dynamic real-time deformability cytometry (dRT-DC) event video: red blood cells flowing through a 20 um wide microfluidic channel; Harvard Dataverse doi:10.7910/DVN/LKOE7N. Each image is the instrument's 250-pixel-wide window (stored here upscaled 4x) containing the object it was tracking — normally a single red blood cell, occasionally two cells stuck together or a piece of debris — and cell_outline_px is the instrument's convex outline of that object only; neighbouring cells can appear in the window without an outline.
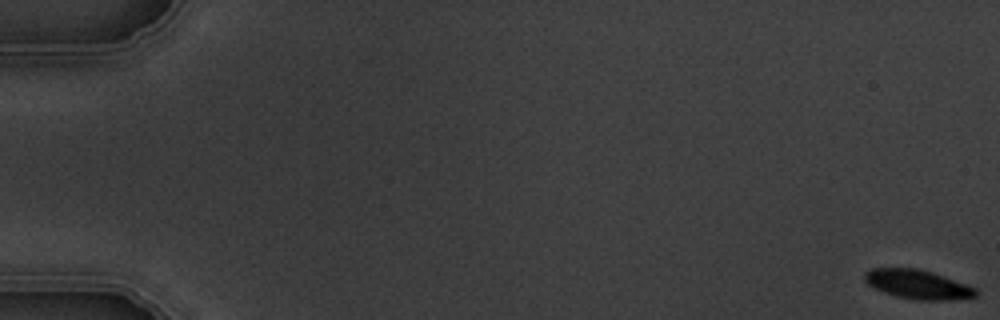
{"species": "common noctule bat (a hibernating species)", "species_latin": "Nyctalus noctula", "temperature_condition": "warm", "stored_images_in_passage": 6, "camera_frame_rate_fps": 3000, "um_per_image_px": 0.085, "animal": {"sex": "male", "body_mass_g": 19.5, "forearm_length_mm": 54.6}, "frame": {"image": 1, "passage_image": 1, "time_ms": 0.0, "image_size_px": [1000, 320], "cell_outline_px": [[980, 292], [976, 296], [948, 300], [916, 300], [896, 296], [872, 288], [864, 280], [864, 272], [872, 268], [916, 268], [932, 272], [968, 284], [976, 288]], "centroid_in_image_um": [78.01, 24.17], "position_along_channel_um": 7.0, "area_um2": 19.02}}
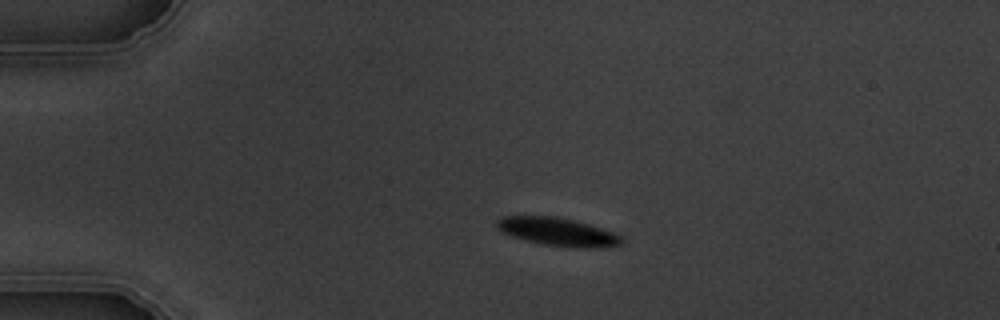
{"frame": {"image": 2, "passage_image": 5, "time_ms": 4.333, "image_size_px": [1000, 320], "cell_outline_px": [[624, 244], [608, 248], [584, 248], [544, 244], [524, 240], [512, 236], [496, 228], [496, 220], [500, 216], [556, 216], [588, 224], [612, 232], [620, 236], [624, 240]], "centroid_in_image_um": [47.42, 19.71], "position_along_channel_um": 37.6, "area_um2": 20.46}}